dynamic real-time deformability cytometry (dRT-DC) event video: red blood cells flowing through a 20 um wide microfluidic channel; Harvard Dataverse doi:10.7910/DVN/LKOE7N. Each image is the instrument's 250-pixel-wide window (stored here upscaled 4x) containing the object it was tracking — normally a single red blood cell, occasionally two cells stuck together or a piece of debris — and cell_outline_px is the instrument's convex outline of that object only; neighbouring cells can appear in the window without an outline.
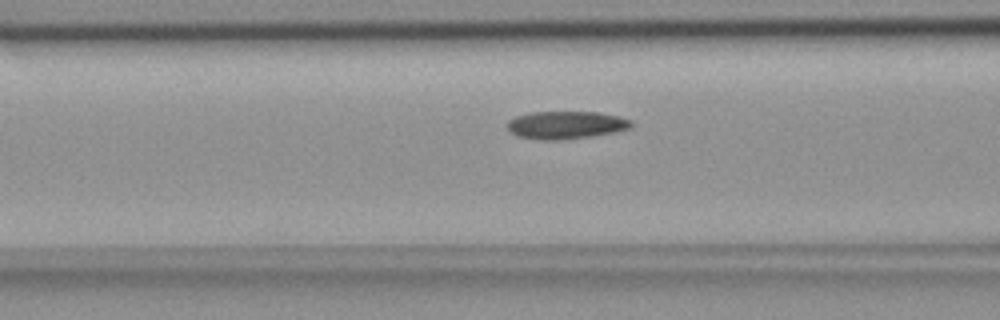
{"species": "common noctule bat (a hibernating species)", "species_latin": "Nyctalus noctula", "temperature_condition": "room temperature", "stored_images_in_passage": 53, "camera_frame_rate_fps": 3000, "um_per_image_px": 0.085, "animal": {"sex": "female", "body_mass_g": 18.4}, "frame": {"image": 1, "passage_image": 20, "time_ms": 6.333, "image_size_px": [1000, 320], "cell_outline_px": [[632, 128], [612, 132], [588, 136], [556, 140], [544, 140], [516, 136], [508, 128], [508, 120], [516, 116], [528, 112], [600, 112], [620, 116], [632, 120]], "centroid_in_image_um": [48.11, 10.61], "position_along_channel_um": 118.5, "area_um2": 19.94}}
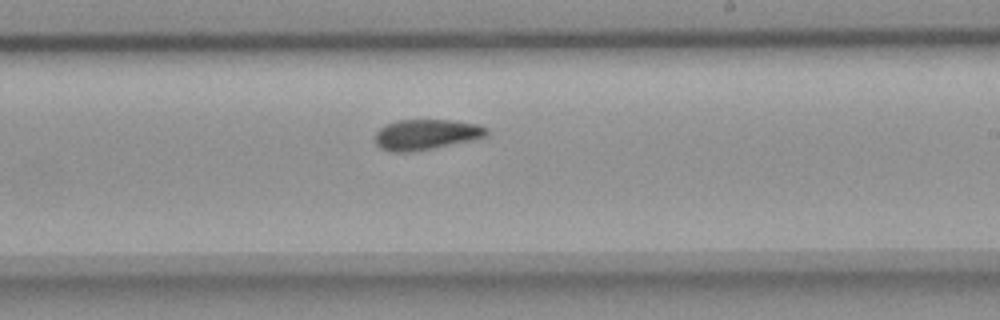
{"frame": {"image": 2, "passage_image": 31, "time_ms": 10.0, "image_size_px": [1000, 320], "cell_outline_px": [[488, 136], [472, 140], [432, 148], [408, 152], [392, 152], [380, 148], [376, 144], [376, 132], [384, 124], [396, 120], [452, 120], [480, 124], [488, 128]], "centroid_in_image_um": [36.23, 11.42], "position_along_channel_um": 252.8, "area_um2": 19.88}}
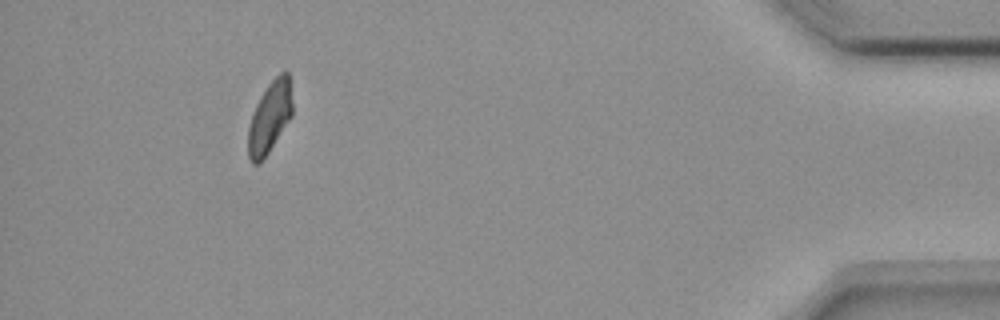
{"frame": {"image": 3, "passage_image": 49, "time_ms": 16.0, "image_size_px": [1000, 320], "cell_outline_px": [[292, 116], [268, 152], [256, 164], [252, 164], [248, 156], [248, 128], [252, 112], [260, 96], [268, 84], [284, 68], [288, 72], [292, 100]], "centroid_in_image_um": [22.92, 9.92], "position_along_channel_um": 412.3, "area_um2": 18.32}, "authors_computed_cell_mechanics": {"area_um2": 19.652, "velocity_mm_per_s": 3.6699, "shape_relaxation_time_tau1_ms": 10.983, "shape_relaxation_time_tau2_ms": 6.6184, "deformation_change_tau1": 0.1935, "deformation_change_tau2": 0.107}}